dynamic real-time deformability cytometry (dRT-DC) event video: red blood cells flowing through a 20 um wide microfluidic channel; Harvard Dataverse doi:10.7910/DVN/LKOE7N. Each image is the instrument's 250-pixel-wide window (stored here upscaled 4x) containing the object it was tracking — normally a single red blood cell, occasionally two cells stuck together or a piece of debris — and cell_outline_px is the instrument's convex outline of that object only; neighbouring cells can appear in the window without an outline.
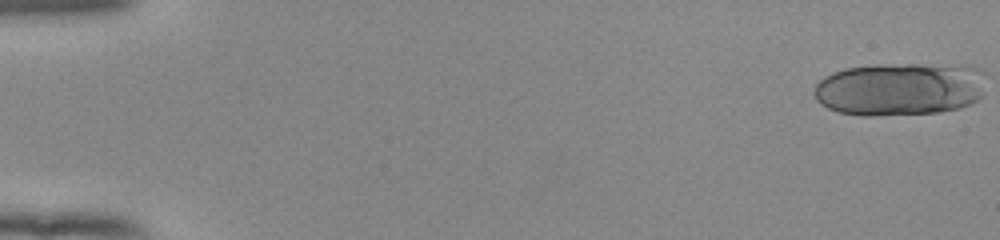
{"species": "human", "species_latin": "Homo sapiens", "temperature_condition": "room temperature", "stored_images_in_passage": 20, "camera_frame_rate_fps": 3000, "um_per_image_px": 0.085, "donor": {"sex": "female"}, "frame": {"image": 1, "passage_image": 1, "time_ms": 0.0, "image_size_px": [1000, 240], "cell_outline_px": [[984, 96], [972, 104], [960, 108], [940, 112], [872, 116], [864, 116], [836, 112], [820, 104], [816, 100], [812, 92], [816, 84], [824, 76], [832, 72], [844, 68], [876, 64], [960, 64], [968, 68]], "centroid_in_image_um": [76.3, 7.59], "position_along_channel_um": 8.7, "area_um2": 52.83}}
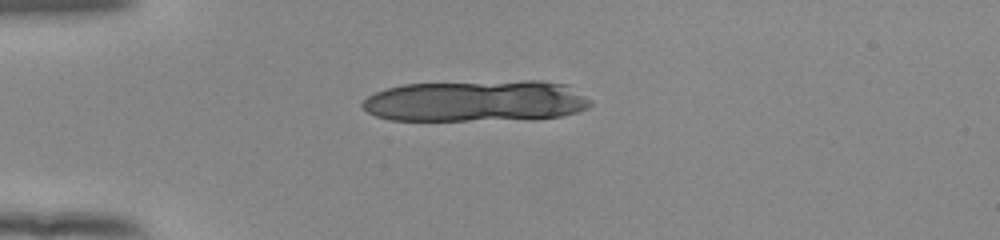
{"frame": {"image": 2, "passage_image": 15, "time_ms": 4.667, "image_size_px": [1000, 240], "cell_outline_px": [[592, 104], [588, 108], [576, 112], [560, 116], [532, 120], [392, 120], [376, 116], [368, 112], [360, 104], [368, 96], [376, 92], [388, 88], [404, 84], [524, 80], [544, 80], [568, 84], [592, 100]], "centroid_in_image_um": [40.55, 8.58], "position_along_channel_um": 44.4, "area_um2": 55.72}}